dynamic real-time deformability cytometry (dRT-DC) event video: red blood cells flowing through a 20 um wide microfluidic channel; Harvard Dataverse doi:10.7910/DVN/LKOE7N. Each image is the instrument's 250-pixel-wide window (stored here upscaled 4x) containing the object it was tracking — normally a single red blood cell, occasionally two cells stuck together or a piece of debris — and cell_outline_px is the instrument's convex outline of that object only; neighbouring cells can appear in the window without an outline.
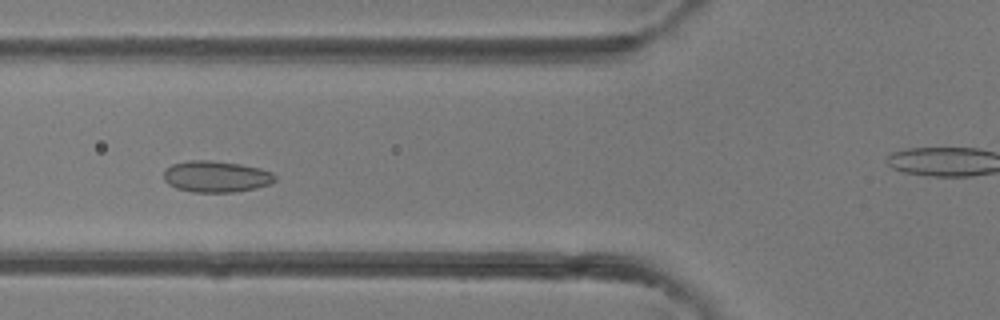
{"species": "common noctule bat (a hibernating species)", "species_latin": "Nyctalus noctula", "temperature_condition": "room temperature", "stored_images_in_passage": 41, "camera_frame_rate_fps": 3000, "um_per_image_px": 0.085, "animal": {"sex": "female"}, "frame": {"image": 1, "passage_image": 14, "time_ms": 4.333, "image_size_px": [1000, 320], "cell_outline_px": [[276, 180], [272, 184], [256, 188], [232, 192], [192, 192], [176, 188], [168, 184], [164, 180], [164, 172], [172, 164], [188, 160], [212, 160], [240, 164], [260, 168], [272, 172], [276, 176]], "centroid_in_image_um": [18.39, 15.0], "position_along_channel_um": 107.4, "area_um2": 20.46}}
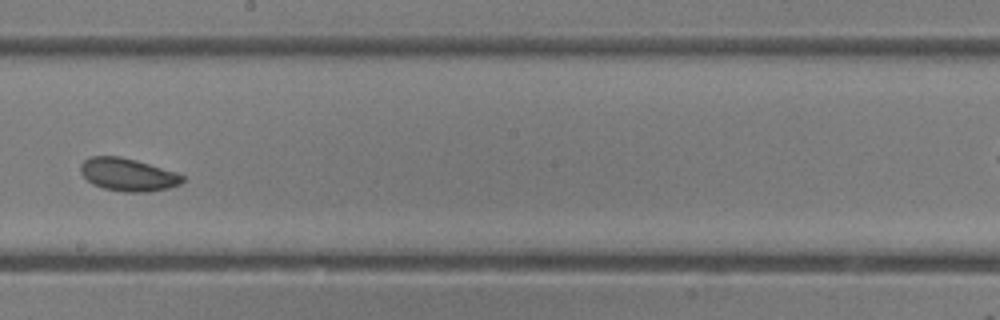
{"frame": {"image": 2, "passage_image": 22, "time_ms": 7.0, "image_size_px": [1000, 320], "cell_outline_px": [[184, 180], [180, 184], [168, 188], [148, 192], [124, 192], [104, 188], [92, 184], [80, 172], [80, 164], [84, 160], [92, 156], [120, 156], [136, 160], [176, 172], [184, 176]], "centroid_in_image_um": [10.87, 14.84], "position_along_channel_um": 237.3, "area_um2": 19.48}}
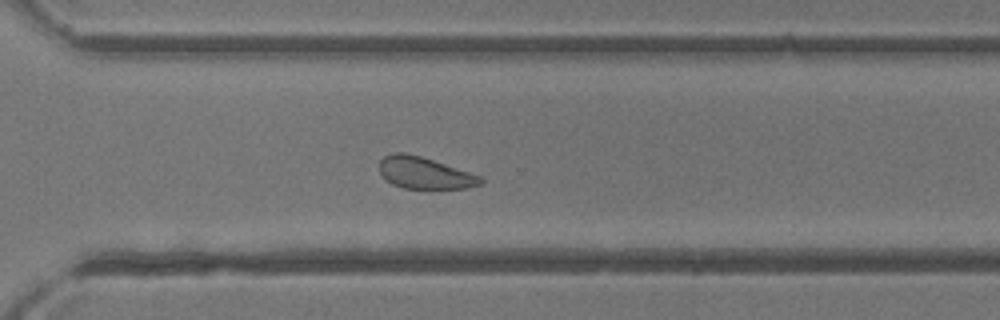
{"frame": {"image": 3, "passage_image": 28, "time_ms": 9.0, "image_size_px": [1000, 320], "cell_outline_px": [[484, 184], [468, 188], [432, 192], [404, 188], [392, 184], [380, 172], [380, 160], [384, 156], [392, 152], [404, 152], [420, 156], [480, 176], [484, 180]], "centroid_in_image_um": [36.13, 14.77], "position_along_channel_um": 334.5, "area_um2": 19.36}}